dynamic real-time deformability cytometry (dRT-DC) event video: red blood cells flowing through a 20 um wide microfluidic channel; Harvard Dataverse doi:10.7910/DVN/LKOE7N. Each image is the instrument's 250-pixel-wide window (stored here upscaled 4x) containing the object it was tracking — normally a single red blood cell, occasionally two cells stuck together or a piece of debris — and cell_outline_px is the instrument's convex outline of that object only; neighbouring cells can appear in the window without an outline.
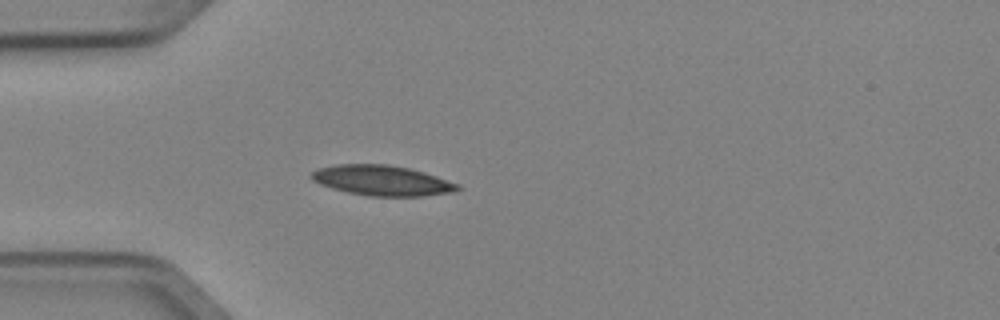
{"species": "Egyptian fruit bat (a non-hibernating species)", "species_latin": "Rousettus aegyptiacus", "temperature_condition": "cold", "stored_images_in_passage": 1, "camera_frame_rate_fps": 3000, "um_per_image_px": 0.085, "animal": {"sex": "female"}, "frame": {"image": 1, "passage_image": 1, "time_ms": 0.0, "image_size_px": [1000, 320], "cell_outline_px": [[460, 188], [456, 192], [424, 196], [368, 196], [348, 192], [332, 188], [320, 184], [312, 180], [308, 176], [316, 168], [336, 164], [388, 164], [408, 168], [424, 172], [460, 184]], "centroid_in_image_um": [32.46, 15.34], "position_along_channel_um": 52.5, "area_um2": 25.95}}